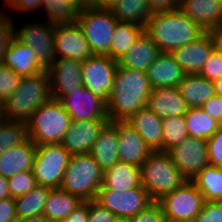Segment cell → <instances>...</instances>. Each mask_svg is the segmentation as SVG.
Returning <instances> with one entry per match:
<instances>
[{
  "label": "cell",
  "instance_id": "4dcf8cb0",
  "mask_svg": "<svg viewBox=\"0 0 222 222\" xmlns=\"http://www.w3.org/2000/svg\"><path fill=\"white\" fill-rule=\"evenodd\" d=\"M51 187L36 185L32 190L22 196L14 198L18 221L43 214Z\"/></svg>",
  "mask_w": 222,
  "mask_h": 222
},
{
  "label": "cell",
  "instance_id": "94428289",
  "mask_svg": "<svg viewBox=\"0 0 222 222\" xmlns=\"http://www.w3.org/2000/svg\"><path fill=\"white\" fill-rule=\"evenodd\" d=\"M113 222H128V219L117 217Z\"/></svg>",
  "mask_w": 222,
  "mask_h": 222
},
{
  "label": "cell",
  "instance_id": "836d02e7",
  "mask_svg": "<svg viewBox=\"0 0 222 222\" xmlns=\"http://www.w3.org/2000/svg\"><path fill=\"white\" fill-rule=\"evenodd\" d=\"M110 10L117 21L130 22L144 28L152 15L148 0H121Z\"/></svg>",
  "mask_w": 222,
  "mask_h": 222
},
{
  "label": "cell",
  "instance_id": "277c9868",
  "mask_svg": "<svg viewBox=\"0 0 222 222\" xmlns=\"http://www.w3.org/2000/svg\"><path fill=\"white\" fill-rule=\"evenodd\" d=\"M140 169L142 186L153 202L173 192L186 181L166 151H152Z\"/></svg>",
  "mask_w": 222,
  "mask_h": 222
},
{
  "label": "cell",
  "instance_id": "484cf974",
  "mask_svg": "<svg viewBox=\"0 0 222 222\" xmlns=\"http://www.w3.org/2000/svg\"><path fill=\"white\" fill-rule=\"evenodd\" d=\"M37 146L28 139L26 142L9 148L0 155V175L11 177L32 170Z\"/></svg>",
  "mask_w": 222,
  "mask_h": 222
},
{
  "label": "cell",
  "instance_id": "7dc6e473",
  "mask_svg": "<svg viewBox=\"0 0 222 222\" xmlns=\"http://www.w3.org/2000/svg\"><path fill=\"white\" fill-rule=\"evenodd\" d=\"M210 117L221 123L222 121V98L214 95L201 107Z\"/></svg>",
  "mask_w": 222,
  "mask_h": 222
},
{
  "label": "cell",
  "instance_id": "44dd1931",
  "mask_svg": "<svg viewBox=\"0 0 222 222\" xmlns=\"http://www.w3.org/2000/svg\"><path fill=\"white\" fill-rule=\"evenodd\" d=\"M117 121L107 122L99 131L90 154L104 172L119 162Z\"/></svg>",
  "mask_w": 222,
  "mask_h": 222
},
{
  "label": "cell",
  "instance_id": "6da1fadb",
  "mask_svg": "<svg viewBox=\"0 0 222 222\" xmlns=\"http://www.w3.org/2000/svg\"><path fill=\"white\" fill-rule=\"evenodd\" d=\"M152 89L146 72L117 65L108 97L109 121H125L140 108L147 106Z\"/></svg>",
  "mask_w": 222,
  "mask_h": 222
},
{
  "label": "cell",
  "instance_id": "ee69618b",
  "mask_svg": "<svg viewBox=\"0 0 222 222\" xmlns=\"http://www.w3.org/2000/svg\"><path fill=\"white\" fill-rule=\"evenodd\" d=\"M166 218L160 205L153 202L145 210L128 219V222H165Z\"/></svg>",
  "mask_w": 222,
  "mask_h": 222
},
{
  "label": "cell",
  "instance_id": "8992f818",
  "mask_svg": "<svg viewBox=\"0 0 222 222\" xmlns=\"http://www.w3.org/2000/svg\"><path fill=\"white\" fill-rule=\"evenodd\" d=\"M103 184V171L89 154H74L63 175L60 189L79 196L83 201L96 198Z\"/></svg>",
  "mask_w": 222,
  "mask_h": 222
},
{
  "label": "cell",
  "instance_id": "2e32d148",
  "mask_svg": "<svg viewBox=\"0 0 222 222\" xmlns=\"http://www.w3.org/2000/svg\"><path fill=\"white\" fill-rule=\"evenodd\" d=\"M109 119L72 121L60 144L71 154H89Z\"/></svg>",
  "mask_w": 222,
  "mask_h": 222
},
{
  "label": "cell",
  "instance_id": "f546056e",
  "mask_svg": "<svg viewBox=\"0 0 222 222\" xmlns=\"http://www.w3.org/2000/svg\"><path fill=\"white\" fill-rule=\"evenodd\" d=\"M84 201L76 195L60 188L51 189L46 200L43 215L54 222H62Z\"/></svg>",
  "mask_w": 222,
  "mask_h": 222
},
{
  "label": "cell",
  "instance_id": "60d3db41",
  "mask_svg": "<svg viewBox=\"0 0 222 222\" xmlns=\"http://www.w3.org/2000/svg\"><path fill=\"white\" fill-rule=\"evenodd\" d=\"M199 75L214 82L222 76V54L213 51L205 61Z\"/></svg>",
  "mask_w": 222,
  "mask_h": 222
},
{
  "label": "cell",
  "instance_id": "11a10c76",
  "mask_svg": "<svg viewBox=\"0 0 222 222\" xmlns=\"http://www.w3.org/2000/svg\"><path fill=\"white\" fill-rule=\"evenodd\" d=\"M19 222H54L45 215L32 216Z\"/></svg>",
  "mask_w": 222,
  "mask_h": 222
},
{
  "label": "cell",
  "instance_id": "9a60e30c",
  "mask_svg": "<svg viewBox=\"0 0 222 222\" xmlns=\"http://www.w3.org/2000/svg\"><path fill=\"white\" fill-rule=\"evenodd\" d=\"M58 101L72 121L109 119L107 105L84 86L61 96Z\"/></svg>",
  "mask_w": 222,
  "mask_h": 222
},
{
  "label": "cell",
  "instance_id": "7c38bea8",
  "mask_svg": "<svg viewBox=\"0 0 222 222\" xmlns=\"http://www.w3.org/2000/svg\"><path fill=\"white\" fill-rule=\"evenodd\" d=\"M118 62L105 55H92L82 62V84L108 104Z\"/></svg>",
  "mask_w": 222,
  "mask_h": 222
},
{
  "label": "cell",
  "instance_id": "f5cc1de1",
  "mask_svg": "<svg viewBox=\"0 0 222 222\" xmlns=\"http://www.w3.org/2000/svg\"><path fill=\"white\" fill-rule=\"evenodd\" d=\"M213 41L214 51L222 54V24L208 31Z\"/></svg>",
  "mask_w": 222,
  "mask_h": 222
},
{
  "label": "cell",
  "instance_id": "816d5d0a",
  "mask_svg": "<svg viewBox=\"0 0 222 222\" xmlns=\"http://www.w3.org/2000/svg\"><path fill=\"white\" fill-rule=\"evenodd\" d=\"M89 216V201H84L62 222H87Z\"/></svg>",
  "mask_w": 222,
  "mask_h": 222
},
{
  "label": "cell",
  "instance_id": "8d00e7d4",
  "mask_svg": "<svg viewBox=\"0 0 222 222\" xmlns=\"http://www.w3.org/2000/svg\"><path fill=\"white\" fill-rule=\"evenodd\" d=\"M28 140L26 122L0 119V155Z\"/></svg>",
  "mask_w": 222,
  "mask_h": 222
},
{
  "label": "cell",
  "instance_id": "9f6ffc18",
  "mask_svg": "<svg viewBox=\"0 0 222 222\" xmlns=\"http://www.w3.org/2000/svg\"><path fill=\"white\" fill-rule=\"evenodd\" d=\"M101 0H80V10L87 7H99Z\"/></svg>",
  "mask_w": 222,
  "mask_h": 222
},
{
  "label": "cell",
  "instance_id": "f1b7e54d",
  "mask_svg": "<svg viewBox=\"0 0 222 222\" xmlns=\"http://www.w3.org/2000/svg\"><path fill=\"white\" fill-rule=\"evenodd\" d=\"M178 89L188 108H200L215 95L214 83L199 74H185Z\"/></svg>",
  "mask_w": 222,
  "mask_h": 222
},
{
  "label": "cell",
  "instance_id": "d4e9b609",
  "mask_svg": "<svg viewBox=\"0 0 222 222\" xmlns=\"http://www.w3.org/2000/svg\"><path fill=\"white\" fill-rule=\"evenodd\" d=\"M1 63L22 77L35 76L42 72L37 65L34 50L22 44L15 37L10 41Z\"/></svg>",
  "mask_w": 222,
  "mask_h": 222
},
{
  "label": "cell",
  "instance_id": "b9f144b4",
  "mask_svg": "<svg viewBox=\"0 0 222 222\" xmlns=\"http://www.w3.org/2000/svg\"><path fill=\"white\" fill-rule=\"evenodd\" d=\"M1 10V9H0ZM0 11V63L3 60L4 53L8 49L10 41L14 38L15 25L10 17Z\"/></svg>",
  "mask_w": 222,
  "mask_h": 222
},
{
  "label": "cell",
  "instance_id": "d590c367",
  "mask_svg": "<svg viewBox=\"0 0 222 222\" xmlns=\"http://www.w3.org/2000/svg\"><path fill=\"white\" fill-rule=\"evenodd\" d=\"M41 8L47 13L46 22H75L80 10V0H43Z\"/></svg>",
  "mask_w": 222,
  "mask_h": 222
},
{
  "label": "cell",
  "instance_id": "ffe728a7",
  "mask_svg": "<svg viewBox=\"0 0 222 222\" xmlns=\"http://www.w3.org/2000/svg\"><path fill=\"white\" fill-rule=\"evenodd\" d=\"M125 121L139 133L151 151H163L162 119L147 106L140 108Z\"/></svg>",
  "mask_w": 222,
  "mask_h": 222
},
{
  "label": "cell",
  "instance_id": "4316f807",
  "mask_svg": "<svg viewBox=\"0 0 222 222\" xmlns=\"http://www.w3.org/2000/svg\"><path fill=\"white\" fill-rule=\"evenodd\" d=\"M160 53L158 46L144 31L117 62L121 67L146 72Z\"/></svg>",
  "mask_w": 222,
  "mask_h": 222
},
{
  "label": "cell",
  "instance_id": "ba28073f",
  "mask_svg": "<svg viewBox=\"0 0 222 222\" xmlns=\"http://www.w3.org/2000/svg\"><path fill=\"white\" fill-rule=\"evenodd\" d=\"M205 202L200 190L190 180L157 201L166 220L171 222H194Z\"/></svg>",
  "mask_w": 222,
  "mask_h": 222
},
{
  "label": "cell",
  "instance_id": "d6986e66",
  "mask_svg": "<svg viewBox=\"0 0 222 222\" xmlns=\"http://www.w3.org/2000/svg\"><path fill=\"white\" fill-rule=\"evenodd\" d=\"M119 160L127 164L141 166L152 152L139 133L126 121H117Z\"/></svg>",
  "mask_w": 222,
  "mask_h": 222
},
{
  "label": "cell",
  "instance_id": "7a4b0ae2",
  "mask_svg": "<svg viewBox=\"0 0 222 222\" xmlns=\"http://www.w3.org/2000/svg\"><path fill=\"white\" fill-rule=\"evenodd\" d=\"M145 32L158 46L160 52H172L185 46L205 31L192 21L181 9L154 13L149 18Z\"/></svg>",
  "mask_w": 222,
  "mask_h": 222
},
{
  "label": "cell",
  "instance_id": "8fae6325",
  "mask_svg": "<svg viewBox=\"0 0 222 222\" xmlns=\"http://www.w3.org/2000/svg\"><path fill=\"white\" fill-rule=\"evenodd\" d=\"M95 200L119 218L129 219L145 210L153 203L143 186L124 190L121 193L106 189L103 185L98 189Z\"/></svg>",
  "mask_w": 222,
  "mask_h": 222
},
{
  "label": "cell",
  "instance_id": "e575fe53",
  "mask_svg": "<svg viewBox=\"0 0 222 222\" xmlns=\"http://www.w3.org/2000/svg\"><path fill=\"white\" fill-rule=\"evenodd\" d=\"M184 118L189 136L194 138L208 140L221 127L220 122L201 108H188Z\"/></svg>",
  "mask_w": 222,
  "mask_h": 222
},
{
  "label": "cell",
  "instance_id": "7bdbcfd3",
  "mask_svg": "<svg viewBox=\"0 0 222 222\" xmlns=\"http://www.w3.org/2000/svg\"><path fill=\"white\" fill-rule=\"evenodd\" d=\"M209 164L222 168V127L207 140Z\"/></svg>",
  "mask_w": 222,
  "mask_h": 222
},
{
  "label": "cell",
  "instance_id": "bcb514c9",
  "mask_svg": "<svg viewBox=\"0 0 222 222\" xmlns=\"http://www.w3.org/2000/svg\"><path fill=\"white\" fill-rule=\"evenodd\" d=\"M116 218L115 214L100 205L95 199L89 201V216L87 222H113Z\"/></svg>",
  "mask_w": 222,
  "mask_h": 222
},
{
  "label": "cell",
  "instance_id": "5bb4252c",
  "mask_svg": "<svg viewBox=\"0 0 222 222\" xmlns=\"http://www.w3.org/2000/svg\"><path fill=\"white\" fill-rule=\"evenodd\" d=\"M54 50L56 58L81 62L93 55L77 21L55 23Z\"/></svg>",
  "mask_w": 222,
  "mask_h": 222
},
{
  "label": "cell",
  "instance_id": "cb8c5ba5",
  "mask_svg": "<svg viewBox=\"0 0 222 222\" xmlns=\"http://www.w3.org/2000/svg\"><path fill=\"white\" fill-rule=\"evenodd\" d=\"M180 9L205 32L222 24V0H181Z\"/></svg>",
  "mask_w": 222,
  "mask_h": 222
},
{
  "label": "cell",
  "instance_id": "30bf717a",
  "mask_svg": "<svg viewBox=\"0 0 222 222\" xmlns=\"http://www.w3.org/2000/svg\"><path fill=\"white\" fill-rule=\"evenodd\" d=\"M55 23H31L20 29H14V37L25 46L34 50L37 65L42 71H48L56 60L54 50Z\"/></svg>",
  "mask_w": 222,
  "mask_h": 222
},
{
  "label": "cell",
  "instance_id": "4fadbf2b",
  "mask_svg": "<svg viewBox=\"0 0 222 222\" xmlns=\"http://www.w3.org/2000/svg\"><path fill=\"white\" fill-rule=\"evenodd\" d=\"M167 152L186 180H193L209 164L205 139L188 136Z\"/></svg>",
  "mask_w": 222,
  "mask_h": 222
},
{
  "label": "cell",
  "instance_id": "74e56055",
  "mask_svg": "<svg viewBox=\"0 0 222 222\" xmlns=\"http://www.w3.org/2000/svg\"><path fill=\"white\" fill-rule=\"evenodd\" d=\"M163 151L181 143L189 136L187 125L183 116H169L162 119Z\"/></svg>",
  "mask_w": 222,
  "mask_h": 222
},
{
  "label": "cell",
  "instance_id": "d6a6232c",
  "mask_svg": "<svg viewBox=\"0 0 222 222\" xmlns=\"http://www.w3.org/2000/svg\"><path fill=\"white\" fill-rule=\"evenodd\" d=\"M206 202H222V168L208 164L193 180Z\"/></svg>",
  "mask_w": 222,
  "mask_h": 222
},
{
  "label": "cell",
  "instance_id": "52a82bcc",
  "mask_svg": "<svg viewBox=\"0 0 222 222\" xmlns=\"http://www.w3.org/2000/svg\"><path fill=\"white\" fill-rule=\"evenodd\" d=\"M76 21L83 30L93 55L109 56L117 19L111 10L87 7L78 11Z\"/></svg>",
  "mask_w": 222,
  "mask_h": 222
},
{
  "label": "cell",
  "instance_id": "1f68e13d",
  "mask_svg": "<svg viewBox=\"0 0 222 222\" xmlns=\"http://www.w3.org/2000/svg\"><path fill=\"white\" fill-rule=\"evenodd\" d=\"M144 31L145 28L141 25L117 21L114 27L109 57L118 61L126 52H128Z\"/></svg>",
  "mask_w": 222,
  "mask_h": 222
},
{
  "label": "cell",
  "instance_id": "ac0fdd59",
  "mask_svg": "<svg viewBox=\"0 0 222 222\" xmlns=\"http://www.w3.org/2000/svg\"><path fill=\"white\" fill-rule=\"evenodd\" d=\"M213 51L212 38L208 32H204L193 42L174 49L171 54L185 74H199Z\"/></svg>",
  "mask_w": 222,
  "mask_h": 222
},
{
  "label": "cell",
  "instance_id": "5b68a950",
  "mask_svg": "<svg viewBox=\"0 0 222 222\" xmlns=\"http://www.w3.org/2000/svg\"><path fill=\"white\" fill-rule=\"evenodd\" d=\"M72 120L57 99L40 106L26 121L28 139L36 146L60 144Z\"/></svg>",
  "mask_w": 222,
  "mask_h": 222
},
{
  "label": "cell",
  "instance_id": "ab89813d",
  "mask_svg": "<svg viewBox=\"0 0 222 222\" xmlns=\"http://www.w3.org/2000/svg\"><path fill=\"white\" fill-rule=\"evenodd\" d=\"M21 79L22 76L16 74L10 67L0 63V98L3 102L11 96Z\"/></svg>",
  "mask_w": 222,
  "mask_h": 222
},
{
  "label": "cell",
  "instance_id": "681fc988",
  "mask_svg": "<svg viewBox=\"0 0 222 222\" xmlns=\"http://www.w3.org/2000/svg\"><path fill=\"white\" fill-rule=\"evenodd\" d=\"M150 11L154 13H164L181 8V0H148Z\"/></svg>",
  "mask_w": 222,
  "mask_h": 222
},
{
  "label": "cell",
  "instance_id": "e0dca14e",
  "mask_svg": "<svg viewBox=\"0 0 222 222\" xmlns=\"http://www.w3.org/2000/svg\"><path fill=\"white\" fill-rule=\"evenodd\" d=\"M47 72L50 77L53 99L58 100L61 96L83 87L81 61L56 58Z\"/></svg>",
  "mask_w": 222,
  "mask_h": 222
},
{
  "label": "cell",
  "instance_id": "680465c9",
  "mask_svg": "<svg viewBox=\"0 0 222 222\" xmlns=\"http://www.w3.org/2000/svg\"><path fill=\"white\" fill-rule=\"evenodd\" d=\"M215 95L222 98V76L214 82Z\"/></svg>",
  "mask_w": 222,
  "mask_h": 222
},
{
  "label": "cell",
  "instance_id": "9c48e42d",
  "mask_svg": "<svg viewBox=\"0 0 222 222\" xmlns=\"http://www.w3.org/2000/svg\"><path fill=\"white\" fill-rule=\"evenodd\" d=\"M71 156L61 144L37 146L32 167L37 185L60 188Z\"/></svg>",
  "mask_w": 222,
  "mask_h": 222
},
{
  "label": "cell",
  "instance_id": "f6af8a7d",
  "mask_svg": "<svg viewBox=\"0 0 222 222\" xmlns=\"http://www.w3.org/2000/svg\"><path fill=\"white\" fill-rule=\"evenodd\" d=\"M194 222H222V202H205Z\"/></svg>",
  "mask_w": 222,
  "mask_h": 222
},
{
  "label": "cell",
  "instance_id": "91938a15",
  "mask_svg": "<svg viewBox=\"0 0 222 222\" xmlns=\"http://www.w3.org/2000/svg\"><path fill=\"white\" fill-rule=\"evenodd\" d=\"M0 119H4V102L0 98Z\"/></svg>",
  "mask_w": 222,
  "mask_h": 222
},
{
  "label": "cell",
  "instance_id": "3957f363",
  "mask_svg": "<svg viewBox=\"0 0 222 222\" xmlns=\"http://www.w3.org/2000/svg\"><path fill=\"white\" fill-rule=\"evenodd\" d=\"M52 99L47 71L22 77L19 85L4 102V119L26 122L40 106Z\"/></svg>",
  "mask_w": 222,
  "mask_h": 222
},
{
  "label": "cell",
  "instance_id": "c3c4849f",
  "mask_svg": "<svg viewBox=\"0 0 222 222\" xmlns=\"http://www.w3.org/2000/svg\"><path fill=\"white\" fill-rule=\"evenodd\" d=\"M0 222H19L16 210L14 198H6L0 200Z\"/></svg>",
  "mask_w": 222,
  "mask_h": 222
},
{
  "label": "cell",
  "instance_id": "83f0119b",
  "mask_svg": "<svg viewBox=\"0 0 222 222\" xmlns=\"http://www.w3.org/2000/svg\"><path fill=\"white\" fill-rule=\"evenodd\" d=\"M106 189L122 192L142 186L141 169L139 166L117 162L103 172V184Z\"/></svg>",
  "mask_w": 222,
  "mask_h": 222
},
{
  "label": "cell",
  "instance_id": "603a6c76",
  "mask_svg": "<svg viewBox=\"0 0 222 222\" xmlns=\"http://www.w3.org/2000/svg\"><path fill=\"white\" fill-rule=\"evenodd\" d=\"M152 88L178 87L185 73L170 52H161L146 70Z\"/></svg>",
  "mask_w": 222,
  "mask_h": 222
},
{
  "label": "cell",
  "instance_id": "7402d4cb",
  "mask_svg": "<svg viewBox=\"0 0 222 222\" xmlns=\"http://www.w3.org/2000/svg\"><path fill=\"white\" fill-rule=\"evenodd\" d=\"M147 107L161 119L169 116H183L188 110L178 87L153 88Z\"/></svg>",
  "mask_w": 222,
  "mask_h": 222
},
{
  "label": "cell",
  "instance_id": "db71d44e",
  "mask_svg": "<svg viewBox=\"0 0 222 222\" xmlns=\"http://www.w3.org/2000/svg\"><path fill=\"white\" fill-rule=\"evenodd\" d=\"M10 197L8 178L0 175V200Z\"/></svg>",
  "mask_w": 222,
  "mask_h": 222
},
{
  "label": "cell",
  "instance_id": "6f0895ef",
  "mask_svg": "<svg viewBox=\"0 0 222 222\" xmlns=\"http://www.w3.org/2000/svg\"><path fill=\"white\" fill-rule=\"evenodd\" d=\"M120 2H121V0H101V4L99 5V8H104V9L110 10L116 4H118Z\"/></svg>",
  "mask_w": 222,
  "mask_h": 222
},
{
  "label": "cell",
  "instance_id": "f35d334b",
  "mask_svg": "<svg viewBox=\"0 0 222 222\" xmlns=\"http://www.w3.org/2000/svg\"><path fill=\"white\" fill-rule=\"evenodd\" d=\"M37 185L32 170L22 171L8 178L10 196L16 198L26 194Z\"/></svg>",
  "mask_w": 222,
  "mask_h": 222
},
{
  "label": "cell",
  "instance_id": "f907efd6",
  "mask_svg": "<svg viewBox=\"0 0 222 222\" xmlns=\"http://www.w3.org/2000/svg\"><path fill=\"white\" fill-rule=\"evenodd\" d=\"M8 8L12 7L15 8L17 11L20 10V12H30L36 10L37 8H41L42 1L43 0H5Z\"/></svg>",
  "mask_w": 222,
  "mask_h": 222
}]
</instances>
